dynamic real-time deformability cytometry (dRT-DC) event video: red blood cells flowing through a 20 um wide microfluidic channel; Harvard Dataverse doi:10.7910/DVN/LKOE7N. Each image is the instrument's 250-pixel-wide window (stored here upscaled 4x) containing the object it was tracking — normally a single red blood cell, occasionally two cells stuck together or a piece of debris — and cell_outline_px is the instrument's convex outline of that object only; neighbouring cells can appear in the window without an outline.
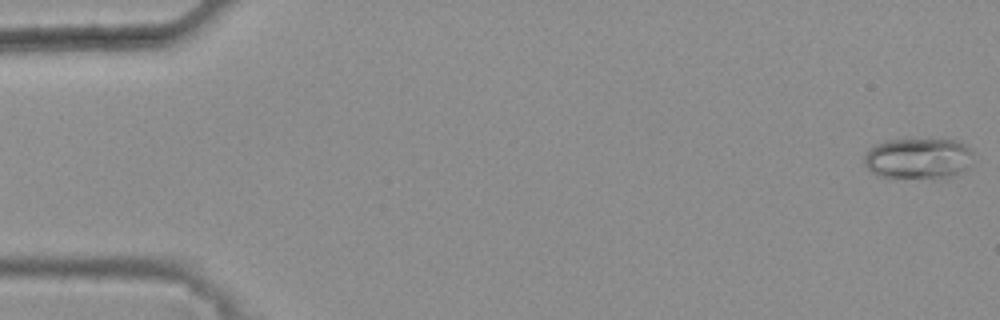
{"species": "common noctule bat (a hibernating species)", "species_latin": "Nyctalus noctula", "temperature_condition": "warm", "stored_images_in_passage": 20, "camera_frame_rate_fps": 3000, "um_per_image_px": 0.085, "animal": {"sex": "female", "body_mass_g": 25.1}, "frame": {"image": 1, "passage_image": 1, "time_ms": 0.0, "image_size_px": [1000, 320], "cell_outline_px": [[972, 164], [968, 168], [956, 176], [948, 180], [888, 180], [876, 176], [864, 164], [864, 156], [868, 148], [884, 140], [960, 140], [972, 148]], "centroid_in_image_um": [78.07, 13.55], "position_along_channel_um": 6.9, "area_um2": 27.8}}